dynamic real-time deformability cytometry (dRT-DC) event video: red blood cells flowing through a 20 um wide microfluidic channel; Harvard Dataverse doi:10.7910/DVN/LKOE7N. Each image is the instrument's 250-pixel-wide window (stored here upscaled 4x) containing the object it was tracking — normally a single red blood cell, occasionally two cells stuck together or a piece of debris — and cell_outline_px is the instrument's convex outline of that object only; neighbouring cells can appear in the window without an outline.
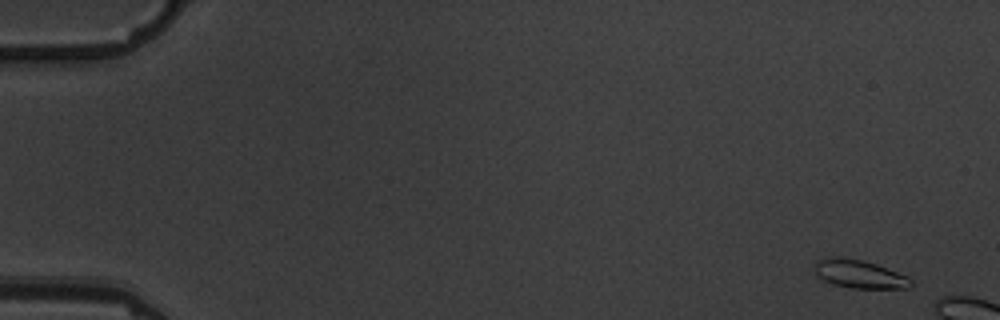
{"species": "common noctule bat (a hibernating species)", "species_latin": "Nyctalus noctula", "temperature_condition": "warm", "stored_images_in_passage": 3, "segment_of_instrument_passage": [1, 2], "camera_frame_rate_fps": 3000, "um_per_image_px": 0.085, "animal": {"sex": "male", "body_mass_g": 19.5, "forearm_length_mm": 54.6}, "frame": {"image": 1, "passage_image": 1, "time_ms": 0.0, "image_size_px": [1000, 320], "cell_outline_px": [[912, 284], [908, 288], [852, 288], [836, 284], [824, 280], [816, 276], [812, 264], [816, 260], [832, 256], [840, 256], [864, 260], [876, 264], [908, 276], [912, 280]], "centroid_in_image_um": [73.0, 23.27], "position_along_channel_um": 12.0, "area_um2": 16.07}}